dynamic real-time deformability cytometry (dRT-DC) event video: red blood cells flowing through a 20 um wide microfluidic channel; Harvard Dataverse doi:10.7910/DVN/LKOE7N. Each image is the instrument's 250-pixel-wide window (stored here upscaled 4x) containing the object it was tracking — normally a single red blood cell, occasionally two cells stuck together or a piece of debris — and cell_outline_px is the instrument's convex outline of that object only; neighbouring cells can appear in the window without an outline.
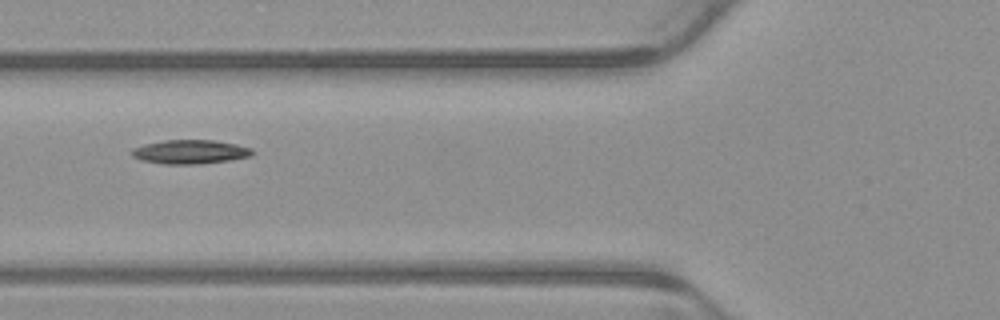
{"species": "common noctule bat (a hibernating species)", "species_latin": "Nyctalus noctula", "temperature_condition": "warm", "stored_images_in_passage": 6, "camera_frame_rate_fps": 3000, "um_per_image_px": 0.085, "animal": {"sex": "male", "body_mass_g": 23.1, "forearm_length_mm": 52.7}, "frame": {"image": 1, "passage_image": 6, "time_ms": 1.667, "image_size_px": [1000, 320], "cell_outline_px": [[252, 156], [228, 160], [200, 164], [164, 164], [140, 160], [132, 156], [132, 148], [144, 144], [164, 140], [212, 140], [236, 144], [252, 148]], "centroid_in_image_um": [16.14, 12.91], "position_along_channel_um": 109.7, "area_um2": 16.82}}